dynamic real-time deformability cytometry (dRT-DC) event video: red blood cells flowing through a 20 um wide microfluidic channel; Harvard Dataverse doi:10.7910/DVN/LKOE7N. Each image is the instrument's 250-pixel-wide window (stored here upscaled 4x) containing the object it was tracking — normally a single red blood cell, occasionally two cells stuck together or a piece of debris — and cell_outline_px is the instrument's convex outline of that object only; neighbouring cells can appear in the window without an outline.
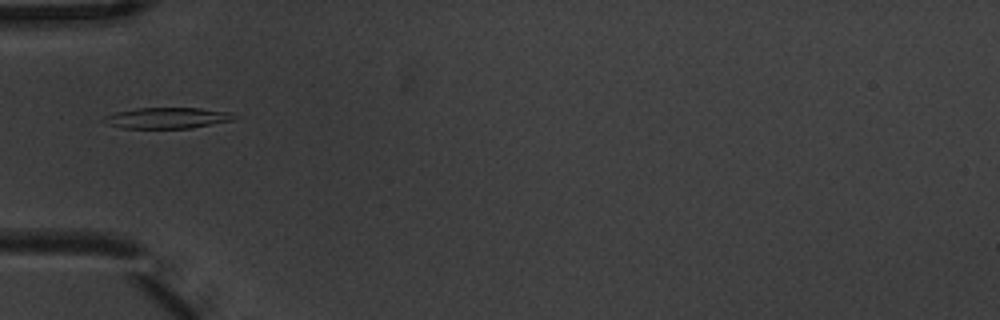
{"species": "common noctule bat (a hibernating species)", "species_latin": "Nyctalus noctula", "temperature_condition": "warm", "stored_images_in_passage": 3, "camera_frame_rate_fps": 3000, "um_per_image_px": 0.085, "animal": {"sex": "male", "body_mass_g": 20.1, "forearm_length_mm": 53.5}, "frame": {"image": 1, "passage_image": 1, "time_ms": 0.0, "image_size_px": [1000, 320], "cell_outline_px": [[240, 116], [236, 120], [192, 128], [124, 128], [108, 124], [100, 120], [104, 116], [116, 112], [136, 108], [200, 108], [232, 112]], "centroid_in_image_um": [14.29, 10.02], "position_along_channel_um": 70.7, "area_um2": 16.18}}
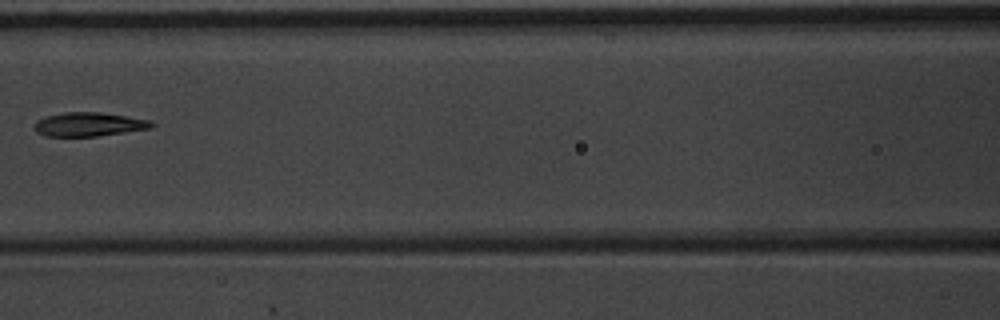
{"frame": {"image": 2, "passage_image": 3, "time_ms": 0.667, "image_size_px": [1000, 320], "cell_outline_px": [[156, 124], [152, 128], [96, 136], [44, 136], [36, 132], [36, 120], [48, 116], [64, 112], [100, 112], [152, 120]], "centroid_in_image_um": [7.6, 10.57], "position_along_channel_um": 159.0, "area_um2": 16.24}}